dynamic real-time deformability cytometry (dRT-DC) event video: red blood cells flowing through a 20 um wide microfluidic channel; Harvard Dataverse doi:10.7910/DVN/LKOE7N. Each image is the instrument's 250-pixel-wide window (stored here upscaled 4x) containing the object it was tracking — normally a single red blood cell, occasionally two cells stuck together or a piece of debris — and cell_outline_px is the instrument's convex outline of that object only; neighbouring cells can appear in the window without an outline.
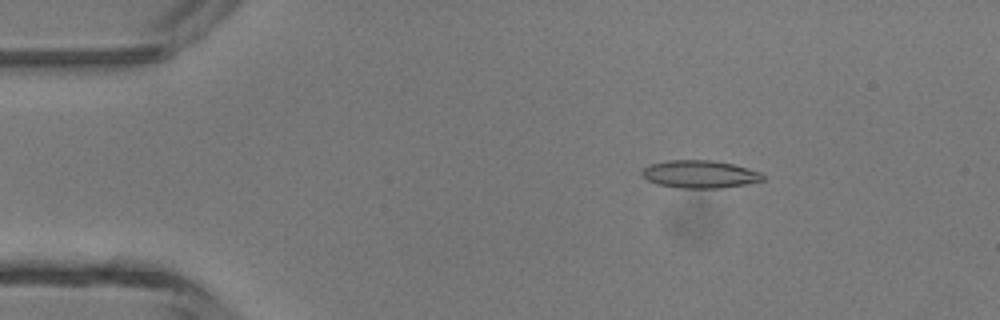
{"species": "common noctule bat (a hibernating species)", "species_latin": "Nyctalus noctula", "temperature_condition": "room temperature", "stored_images_in_passage": 3, "camera_frame_rate_fps": 3000, "um_per_image_px": 0.085, "animal": {"sex": "male", "body_mass_g": 13.3}, "frame": {"image": 1, "passage_image": 1, "time_ms": 0.0, "image_size_px": [1000, 320], "cell_outline_px": [[764, 180], [744, 184], [720, 188], [680, 188], [656, 184], [648, 180], [640, 172], [648, 164], [668, 160], [708, 160], [732, 164], [760, 172], [764, 176]], "centroid_in_image_um": [59.44, 14.81], "position_along_channel_um": 25.6, "area_um2": 19.36}}
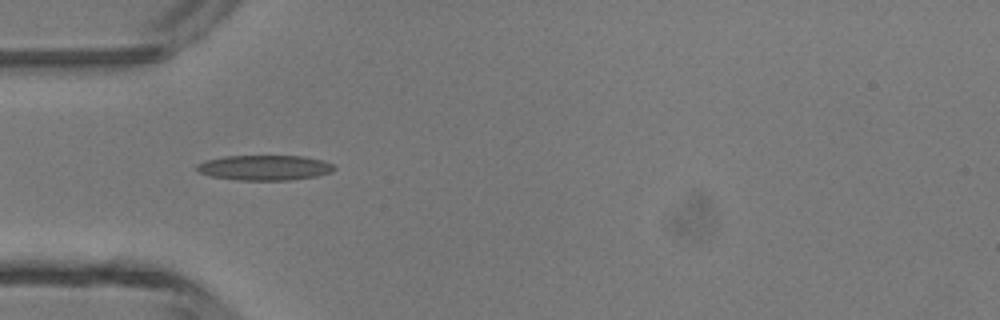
{"frame": {"image": 2, "passage_image": 3, "time_ms": 0.667, "image_size_px": [1000, 320], "cell_outline_px": [[336, 168], [332, 172], [316, 176], [292, 180], [240, 180], [212, 176], [200, 172], [196, 168], [196, 164], [204, 160], [224, 156], [304, 156], [324, 160], [332, 164]], "centroid_in_image_um": [22.51, 14.24], "position_along_channel_um": 62.5, "area_um2": 20.17}}